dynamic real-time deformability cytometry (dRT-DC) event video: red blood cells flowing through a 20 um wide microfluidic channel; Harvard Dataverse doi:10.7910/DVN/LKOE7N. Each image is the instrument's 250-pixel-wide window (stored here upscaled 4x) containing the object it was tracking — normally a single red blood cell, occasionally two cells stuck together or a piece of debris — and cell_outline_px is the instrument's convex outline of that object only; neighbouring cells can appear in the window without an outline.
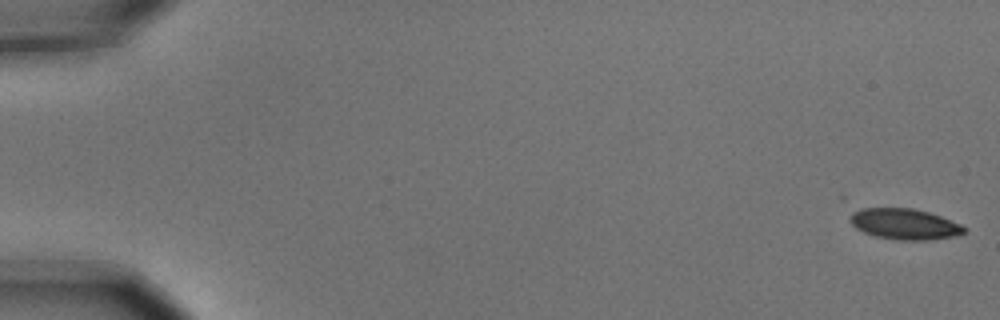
{"species": "common noctule bat (a hibernating species)", "species_latin": "Nyctalus noctula", "temperature_condition": "cold", "stored_images_in_passage": 5, "camera_frame_rate_fps": 3000, "um_per_image_px": 0.085, "animal": {"sex": "male", "body_mass_g": 15.6}, "frame": {"image": 1, "passage_image": 1, "time_ms": 0.0, "image_size_px": [1000, 320], "cell_outline_px": [[968, 228], [964, 232], [952, 236], [928, 240], [896, 240], [876, 236], [864, 232], [856, 228], [848, 220], [852, 212], [864, 208], [912, 208], [928, 212], [940, 216], [960, 224]], "centroid_in_image_um": [76.86, 19.04], "position_along_channel_um": 8.1, "area_um2": 20.35}}
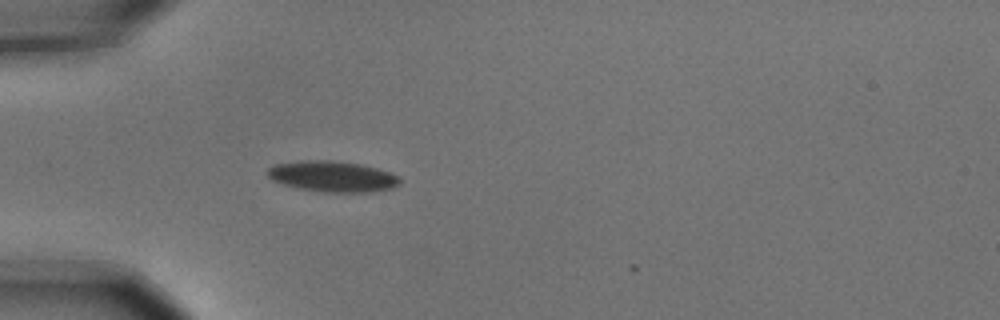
{"frame": {"image": 2, "passage_image": 5, "time_ms": 1.333, "image_size_px": [1000, 320], "cell_outline_px": [[400, 184], [392, 188], [372, 192], [324, 192], [300, 188], [284, 184], [272, 180], [264, 172], [272, 164], [300, 160], [332, 160], [360, 164], [376, 168], [400, 176]], "centroid_in_image_um": [28.23, 14.99], "position_along_channel_um": 56.8, "area_um2": 23.93}}